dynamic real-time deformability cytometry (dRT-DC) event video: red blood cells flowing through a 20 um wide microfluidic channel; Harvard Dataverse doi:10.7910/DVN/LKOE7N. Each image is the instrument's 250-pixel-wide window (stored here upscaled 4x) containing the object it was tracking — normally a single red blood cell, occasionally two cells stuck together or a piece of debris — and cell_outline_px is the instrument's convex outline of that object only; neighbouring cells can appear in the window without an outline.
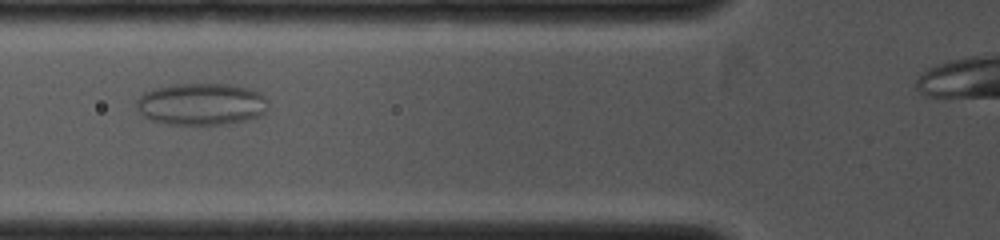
{"species": "common noctule bat (a hibernating species)", "species_latin": "Nyctalus noctula", "temperature_condition": "cold", "stored_images_in_passage": 31, "camera_frame_rate_fps": 4000, "um_per_image_px": 0.085, "animal": {"sex": "female", "body_mass_g": 19.0, "forearm_length_mm": 53.3}, "frame": {"image": 1, "passage_image": 9, "time_ms": 1.5, "image_size_px": [1000, 240], "cell_outline_px": [[268, 108], [260, 116], [228, 124], [168, 124], [152, 120], [144, 116], [136, 108], [136, 100], [144, 92], [156, 88], [172, 84], [228, 84], [248, 88], [260, 92], [268, 100]], "centroid_in_image_um": [17.13, 8.84], "position_along_channel_um": 108.7, "area_um2": 32.31}}
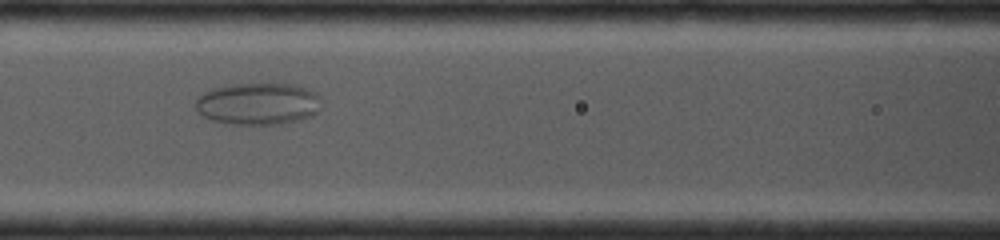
{"frame": {"image": 2, "passage_image": 11, "time_ms": 2.25, "image_size_px": [1000, 240], "cell_outline_px": [[320, 96], [316, 112], [312, 116], [300, 120], [276, 124], [224, 124], [212, 120], [196, 112], [196, 96], [212, 88], [224, 84], [292, 84], [316, 92]], "centroid_in_image_um": [21.87, 8.82], "position_along_channel_um": 144.7, "area_um2": 30.92}}
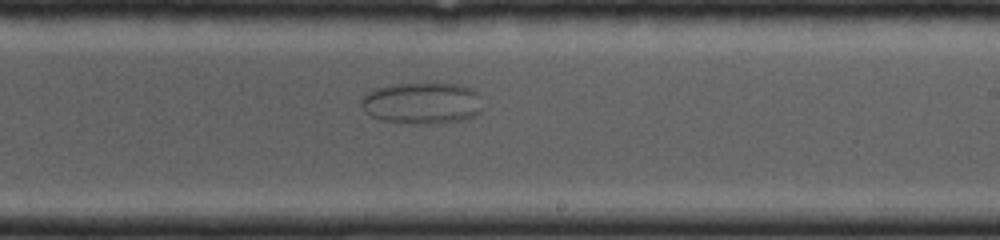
{"frame": {"image": 3, "passage_image": 17, "time_ms": 4.5, "image_size_px": [1000, 240], "cell_outline_px": [[480, 112], [464, 120], [432, 124], [412, 124], [380, 120], [372, 116], [360, 104], [360, 100], [368, 92], [376, 88], [396, 84], [456, 84], [476, 88], [480, 108]], "centroid_in_image_um": [35.87, 8.78], "position_along_channel_um": 253.1, "area_um2": 29.25}}